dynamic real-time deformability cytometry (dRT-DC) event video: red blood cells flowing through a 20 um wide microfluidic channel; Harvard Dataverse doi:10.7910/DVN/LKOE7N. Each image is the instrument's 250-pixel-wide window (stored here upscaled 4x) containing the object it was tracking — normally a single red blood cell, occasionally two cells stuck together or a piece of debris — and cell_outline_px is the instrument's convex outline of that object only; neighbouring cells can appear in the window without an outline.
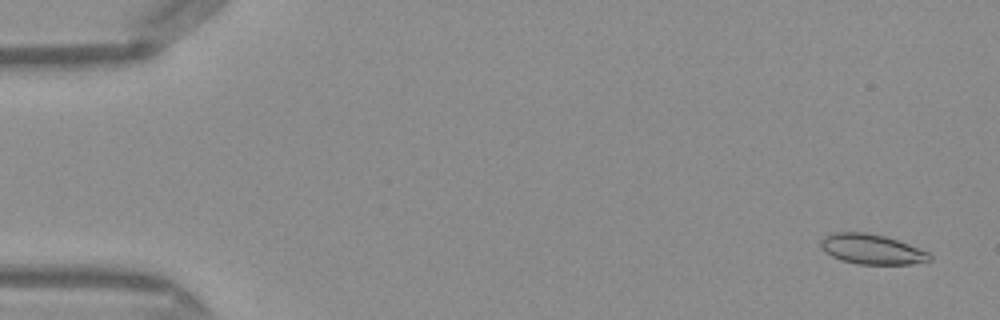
{"species": "Egyptian fruit bat (a non-hibernating species)", "species_latin": "Rousettus aegyptiacus", "temperature_condition": "warm", "stored_images_in_passage": 50, "camera_frame_rate_fps": 3000, "um_per_image_px": 0.085, "frame": {"image": 1, "passage_image": 3, "time_ms": 0.667, "image_size_px": [1000, 320], "cell_outline_px": [[932, 260], [912, 264], [856, 264], [840, 260], [824, 252], [820, 248], [820, 240], [824, 236], [836, 232], [864, 232], [884, 236], [908, 244], [928, 252], [932, 256]], "centroid_in_image_um": [74.06, 21.19], "position_along_channel_um": 10.9, "area_um2": 19.07}}
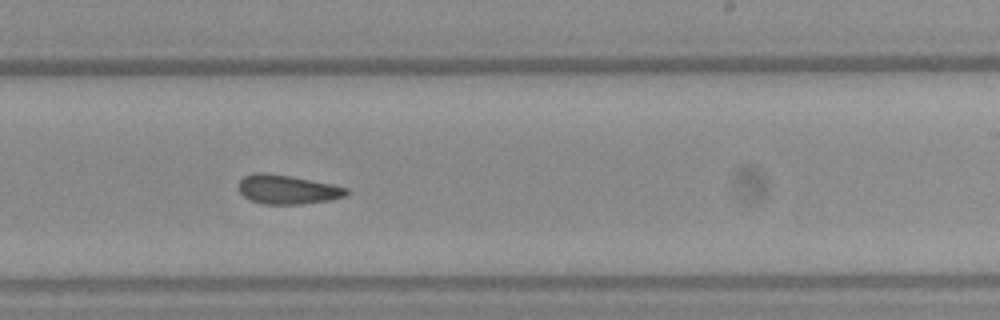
{"frame": {"image": 2, "passage_image": 31, "time_ms": 10.0, "image_size_px": [1000, 320], "cell_outline_px": [[348, 192], [344, 196], [332, 200], [300, 204], [264, 204], [252, 200], [244, 196], [240, 192], [236, 184], [244, 176], [256, 172], [268, 172], [292, 176], [332, 184], [348, 188]], "centroid_in_image_um": [24.41, 16.09], "position_along_channel_um": 264.6, "area_um2": 18.44}}
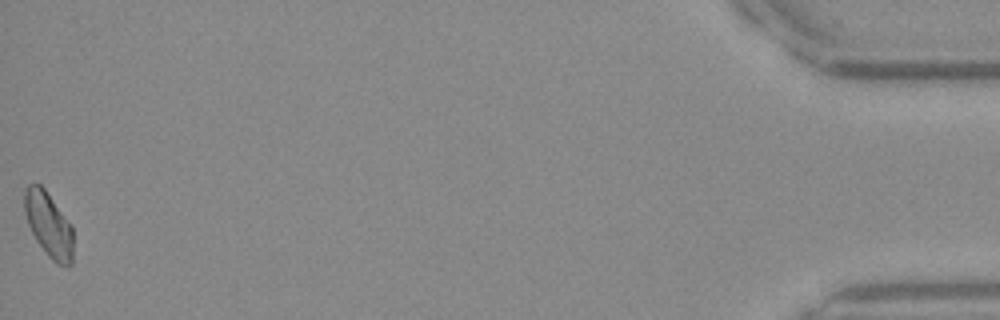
{"frame": {"image": 3, "passage_image": 50, "time_ms": 16.333, "image_size_px": [1000, 320], "cell_outline_px": [[72, 264], [64, 268], [56, 264], [48, 256], [36, 240], [28, 224], [24, 212], [24, 192], [28, 184], [40, 184], [44, 188], [72, 224]], "centroid_in_image_um": [4.14, 19.11], "position_along_channel_um": 431.1, "area_um2": 18.55}, "authors_computed_cell_mechanics": {"area_um2": 18.5538, "velocity_mm_per_s": 4.1504, "shape_relaxation_time_tau1_ms": null, "shape_relaxation_time_tau2_ms": 4.2887, "deformation_change_tau1": null, "deformation_change_tau2": 0.0783}}